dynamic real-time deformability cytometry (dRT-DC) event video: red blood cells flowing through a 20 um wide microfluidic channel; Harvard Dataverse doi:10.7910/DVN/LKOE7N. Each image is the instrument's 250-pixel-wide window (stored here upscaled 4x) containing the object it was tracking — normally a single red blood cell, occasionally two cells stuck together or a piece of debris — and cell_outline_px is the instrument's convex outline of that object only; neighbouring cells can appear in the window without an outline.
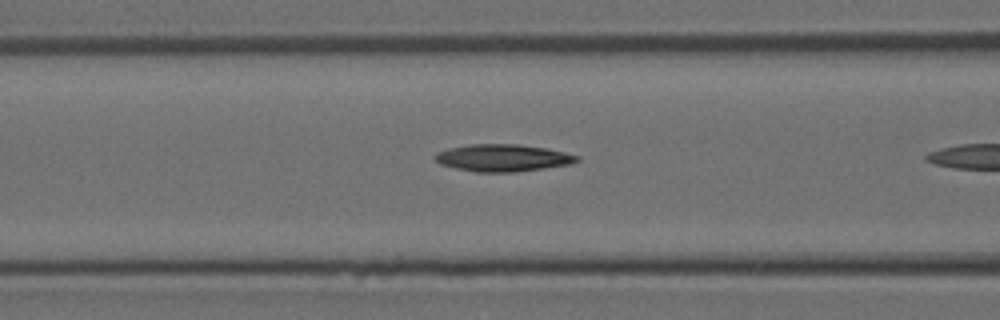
{"species": "Egyptian fruit bat (a non-hibernating species)", "species_latin": "Rousettus aegyptiacus", "temperature_condition": "room temperature", "stored_images_in_passage": 8, "camera_frame_rate_fps": 3000, "um_per_image_px": 0.085, "animal": {"sex": "female"}, "frame": {"image": 1, "passage_image": 7, "time_ms": 2.0, "image_size_px": [1000, 320], "cell_outline_px": [[580, 160], [572, 164], [544, 168], [512, 172], [476, 172], [456, 168], [440, 164], [436, 160], [436, 156], [440, 152], [448, 148], [472, 144], [516, 144], [548, 148], [580, 156]], "centroid_in_image_um": [42.8, 13.42], "position_along_channel_um": 123.8, "area_um2": 22.31}}